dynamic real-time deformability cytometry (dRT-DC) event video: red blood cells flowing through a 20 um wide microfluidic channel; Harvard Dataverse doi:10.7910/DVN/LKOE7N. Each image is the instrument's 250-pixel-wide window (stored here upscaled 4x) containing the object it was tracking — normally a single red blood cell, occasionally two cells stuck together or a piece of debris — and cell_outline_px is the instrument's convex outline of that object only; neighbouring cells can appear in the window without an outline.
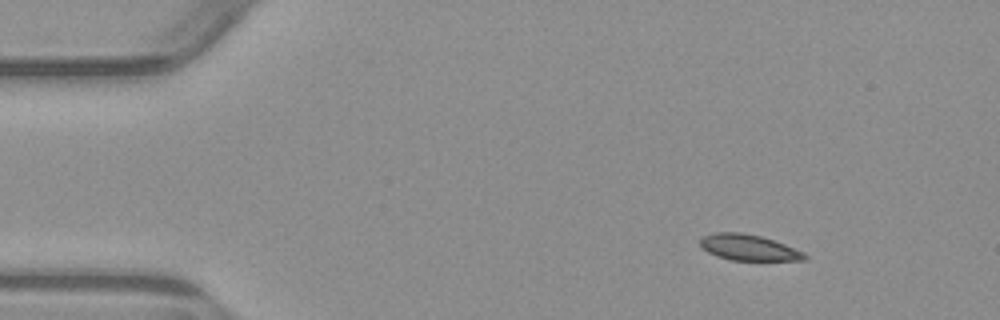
{"species": "common noctule bat (a hibernating species)", "species_latin": "Nyctalus noctula", "temperature_condition": "warm", "stored_images_in_passage": 6, "camera_frame_rate_fps": 3000, "um_per_image_px": 0.085, "animal": {"sex": "male", "body_mass_g": 23.1, "forearm_length_mm": 52.7}, "frame": {"image": 1, "passage_image": 1, "time_ms": 0.0, "image_size_px": [1000, 320], "cell_outline_px": [[808, 260], [732, 260], [716, 256], [708, 252], [700, 244], [700, 240], [704, 236], [716, 232], [740, 232], [760, 236], [784, 244], [804, 252], [808, 256]], "centroid_in_image_um": [63.65, 21.04], "position_along_channel_um": 21.3, "area_um2": 15.61}}
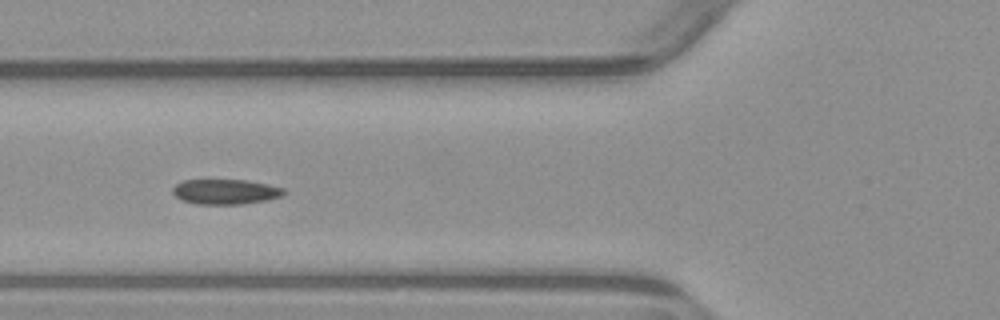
{"frame": {"image": 2, "passage_image": 5, "time_ms": 4.333, "image_size_px": [1000, 320], "cell_outline_px": [[288, 192], [280, 196], [268, 200], [244, 204], [196, 204], [184, 200], [176, 196], [172, 192], [172, 188], [176, 184], [184, 180], [248, 180], [268, 184], [284, 188]], "centroid_in_image_um": [19.21, 16.29], "position_along_channel_um": 106.6, "area_um2": 16.3}}
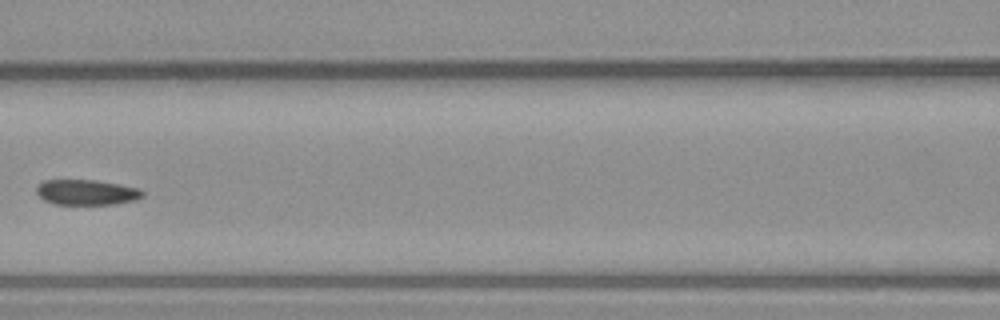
{"frame": {"image": 3, "passage_image": 6, "time_ms": 5.667, "image_size_px": [1000, 320], "cell_outline_px": [[144, 196], [136, 200], [116, 204], [56, 204], [44, 200], [36, 192], [36, 188], [44, 180], [96, 180], [120, 184], [140, 188], [144, 192]], "centroid_in_image_um": [7.41, 16.34], "position_along_channel_um": 159.2, "area_um2": 15.72}}